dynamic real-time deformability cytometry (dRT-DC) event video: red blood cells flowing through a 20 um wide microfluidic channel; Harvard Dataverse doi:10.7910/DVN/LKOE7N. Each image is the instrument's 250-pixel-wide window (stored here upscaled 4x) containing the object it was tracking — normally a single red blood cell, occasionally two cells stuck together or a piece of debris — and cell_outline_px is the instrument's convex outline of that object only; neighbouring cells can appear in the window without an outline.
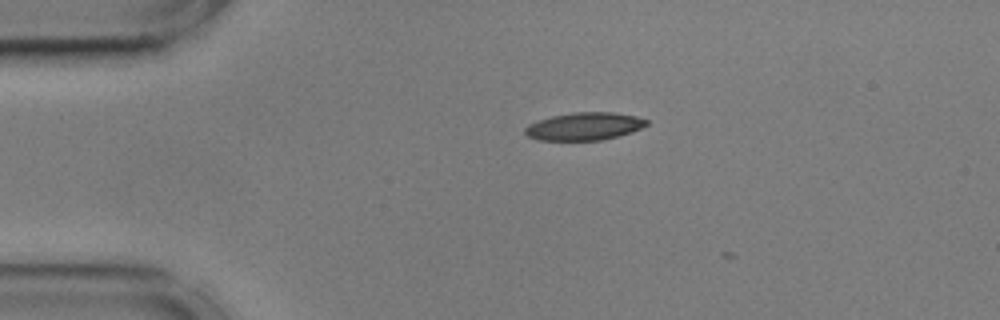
{"species": "common noctule bat (a hibernating species)", "species_latin": "Nyctalus noctula", "temperature_condition": "cold", "stored_images_in_passage": 2, "camera_frame_rate_fps": 3000, "um_per_image_px": 0.085, "animal": {"sex": "male", "body_mass_g": 17.9, "forearm_length_mm": 54.2}, "frame": {"image": 1, "passage_image": 1, "time_ms": 0.0, "image_size_px": [1000, 320], "cell_outline_px": [[648, 124], [632, 132], [600, 140], [536, 140], [528, 136], [524, 132], [524, 128], [528, 124], [552, 116], [576, 112], [612, 112], [636, 116], [648, 120]], "centroid_in_image_um": [49.65, 10.74], "position_along_channel_um": 35.3, "area_um2": 19.48}}